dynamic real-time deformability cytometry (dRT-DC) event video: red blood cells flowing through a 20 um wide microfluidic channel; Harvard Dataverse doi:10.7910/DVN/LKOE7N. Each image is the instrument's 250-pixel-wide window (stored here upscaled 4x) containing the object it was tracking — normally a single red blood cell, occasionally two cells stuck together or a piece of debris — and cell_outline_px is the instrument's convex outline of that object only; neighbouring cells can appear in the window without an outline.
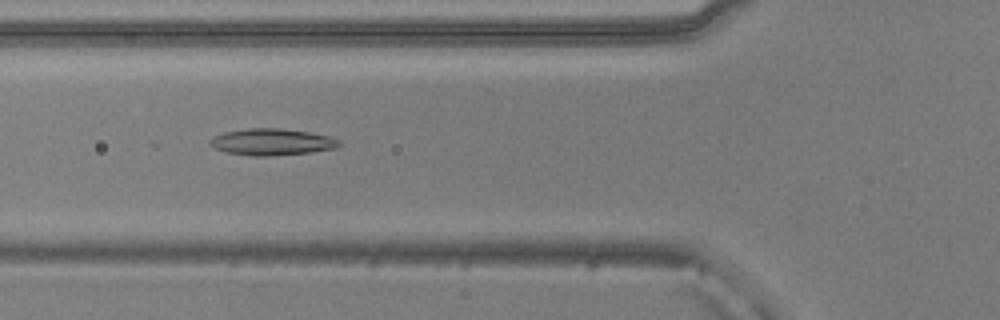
{"species": "common noctule bat (a hibernating species)", "species_latin": "Nyctalus noctula", "temperature_condition": "warm", "stored_images_in_passage": 17, "camera_frame_rate_fps": 3000, "um_per_image_px": 0.085, "animal": {"sex": "male", "body_mass_g": 20.5, "forearm_length_mm": 52.5}, "frame": {"image": 1, "passage_image": 9, "time_ms": 2.667, "image_size_px": [1000, 320], "cell_outline_px": [[340, 144], [336, 148], [308, 152], [268, 156], [252, 156], [228, 152], [216, 148], [208, 144], [208, 140], [212, 136], [224, 132], [248, 128], [280, 128], [308, 132], [328, 136], [340, 140]], "centroid_in_image_um": [23.06, 12.06], "position_along_channel_um": 102.7, "area_um2": 19.88}}